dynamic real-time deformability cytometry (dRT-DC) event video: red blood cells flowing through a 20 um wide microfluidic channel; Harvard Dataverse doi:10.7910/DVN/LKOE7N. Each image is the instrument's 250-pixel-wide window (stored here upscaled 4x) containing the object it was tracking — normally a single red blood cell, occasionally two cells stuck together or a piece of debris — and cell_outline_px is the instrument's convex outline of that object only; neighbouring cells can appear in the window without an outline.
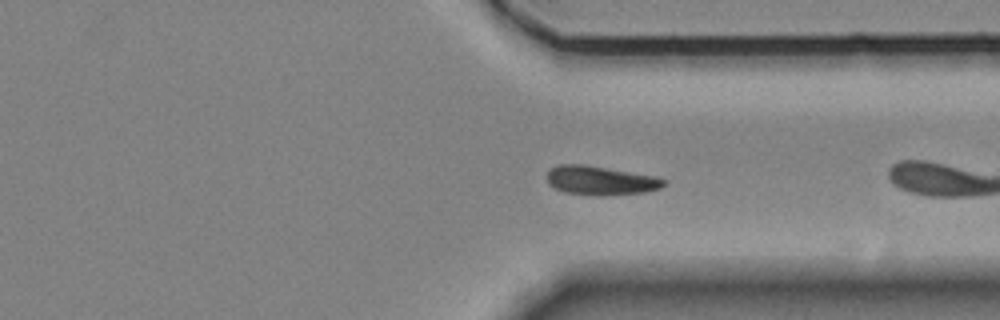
{"species": "Egyptian fruit bat (a non-hibernating species)", "species_latin": "Rousettus aegyptiacus", "temperature_condition": "room temperature", "stored_images_in_passage": 29, "camera_frame_rate_fps": 3000, "um_per_image_px": 0.085, "animal": {"sex": "female"}, "frame": {"image": 1, "passage_image": 25, "time_ms": 8.0, "image_size_px": [1000, 320], "cell_outline_px": [[664, 184], [660, 188], [648, 192], [604, 196], [596, 196], [564, 192], [548, 184], [548, 172], [556, 164], [584, 164], [652, 176], [664, 180]], "centroid_in_image_um": [51.01, 15.35], "position_along_channel_um": 360.4, "area_um2": 19.59}, "authors_computed_cell_mechanics": {"area_um2": 20.6924, "velocity_mm_per_s": 3.5051, "shape_relaxation_time_tau1_ms": 1.0716, "shape_relaxation_time_tau2_ms": 4.0343, "deformation_change_tau1": 0.0604, "deformation_change_tau2": 0.087}}